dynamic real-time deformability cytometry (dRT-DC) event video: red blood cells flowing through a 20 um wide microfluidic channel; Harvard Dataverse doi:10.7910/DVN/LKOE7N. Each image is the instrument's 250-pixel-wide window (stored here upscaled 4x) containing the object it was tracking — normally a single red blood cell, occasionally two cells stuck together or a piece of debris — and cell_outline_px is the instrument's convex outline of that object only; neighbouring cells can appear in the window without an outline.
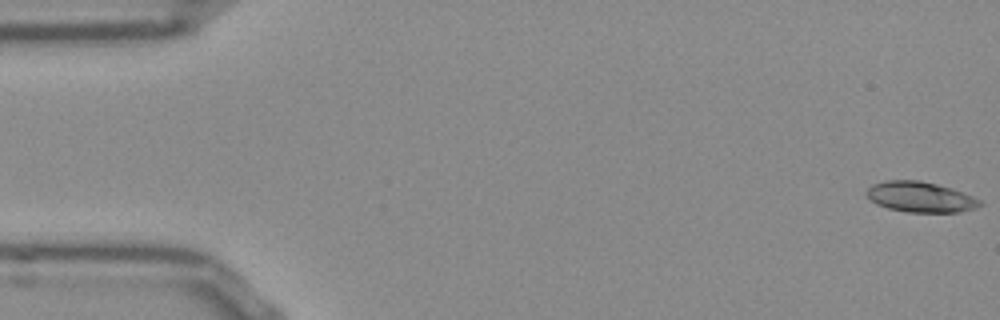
{"species": "Egyptian fruit bat (a non-hibernating species)", "species_latin": "Rousettus aegyptiacus", "temperature_condition": "room temperature", "stored_images_in_passage": 53, "camera_frame_rate_fps": 3000, "um_per_image_px": 0.085, "frame": {"image": 1, "passage_image": 1, "time_ms": 0.0, "image_size_px": [1000, 320], "cell_outline_px": [[984, 204], [976, 208], [960, 212], [908, 212], [888, 208], [876, 204], [864, 192], [872, 184], [884, 180], [920, 180], [952, 188], [972, 196], [980, 200]], "centroid_in_image_um": [78.23, 16.74], "position_along_channel_um": 6.8, "area_um2": 20.17}}
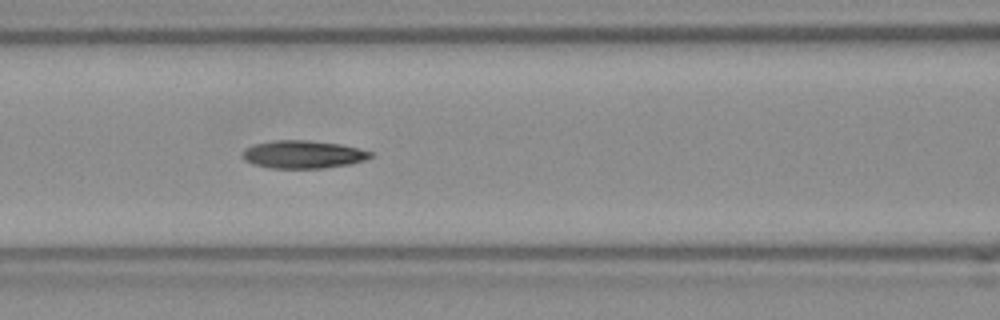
{"frame": {"image": 2, "passage_image": 22, "time_ms": 7.0, "image_size_px": [1000, 320], "cell_outline_px": [[376, 152], [372, 156], [364, 160], [352, 164], [324, 168], [268, 168], [252, 164], [244, 160], [244, 148], [256, 144], [272, 140], [308, 140], [340, 144]], "centroid_in_image_um": [25.8, 13.13], "position_along_channel_um": 140.8, "area_um2": 20.92}}
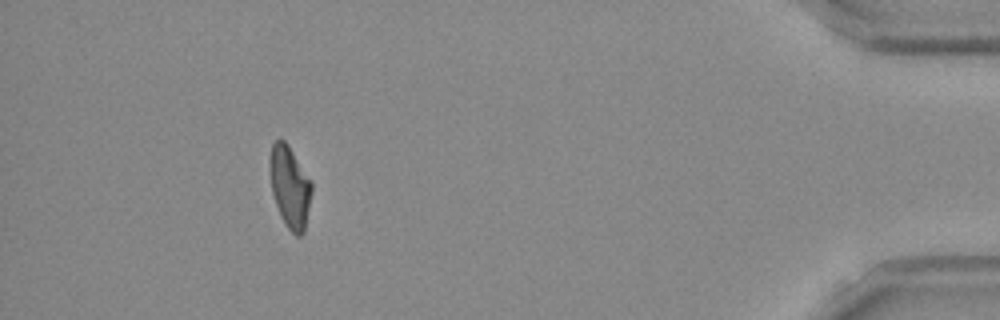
{"frame": {"image": 3, "passage_image": 48, "time_ms": 15.667, "image_size_px": [1000, 320], "cell_outline_px": [[312, 192], [304, 232], [300, 236], [296, 236], [288, 228], [280, 216], [272, 192], [268, 168], [268, 160], [272, 144], [280, 136], [288, 144], [312, 184]], "centroid_in_image_um": [24.6, 15.86], "position_along_channel_um": 410.6, "area_um2": 20.06}, "authors_computed_cell_mechanics": {"area_um2": 20.23, "velocity_mm_per_s": 3.8514, "shape_relaxation_time_tau1_ms": 8.2745, "shape_relaxation_time_tau2_ms": 5.337, "deformation_change_tau1": 0.2384, "deformation_change_tau2": 0.1347}}